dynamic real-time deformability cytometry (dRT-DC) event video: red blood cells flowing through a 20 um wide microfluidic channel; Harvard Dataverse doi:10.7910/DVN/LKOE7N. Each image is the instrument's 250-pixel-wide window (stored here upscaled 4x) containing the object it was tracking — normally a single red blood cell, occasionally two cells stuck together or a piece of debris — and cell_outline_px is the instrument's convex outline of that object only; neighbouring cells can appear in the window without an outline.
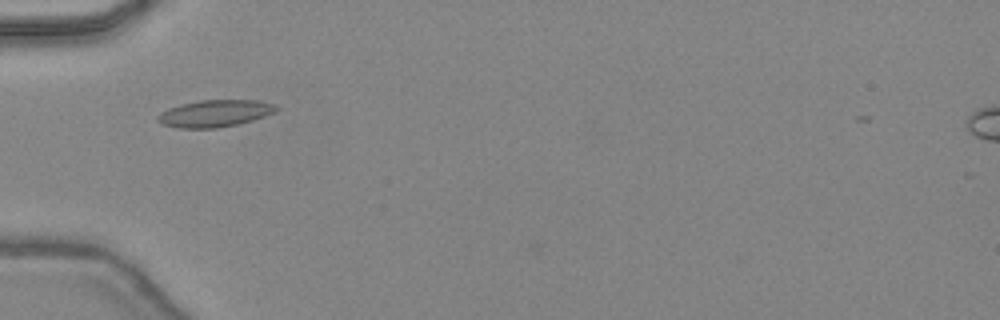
{"species": "common noctule bat (a hibernating species)", "species_latin": "Nyctalus noctula", "temperature_condition": "warm", "stored_images_in_passage": 31, "camera_frame_rate_fps": 3000, "um_per_image_px": 0.085, "animal": {"sex": "female", "body_mass_g": 24.6, "forearm_length_mm": 56.2}, "frame": {"image": 1, "passage_image": 1, "time_ms": 0.0, "image_size_px": [1000, 320], "cell_outline_px": [[280, 108], [276, 112], [252, 120], [236, 124], [216, 128], [176, 128], [164, 124], [156, 120], [156, 116], [160, 112], [168, 108], [180, 104], [200, 100], [260, 100], [276, 104]], "centroid_in_image_um": [18.27, 9.63], "position_along_channel_um": 66.7, "area_um2": 18.79}}
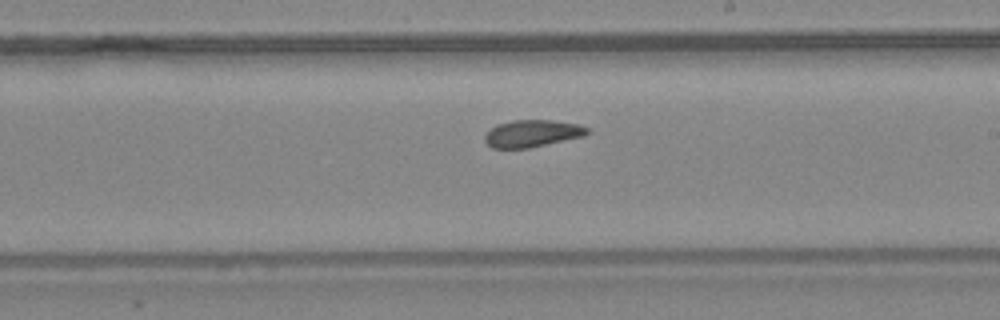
{"frame": {"image": 2, "passage_image": 13, "time_ms": 4.0, "image_size_px": [1000, 320], "cell_outline_px": [[588, 132], [584, 136], [528, 148], [492, 148], [484, 140], [484, 136], [496, 124], [512, 120], [552, 120], [580, 124], [588, 128]], "centroid_in_image_um": [45.23, 11.33], "position_along_channel_um": 243.8, "area_um2": 16.13}}
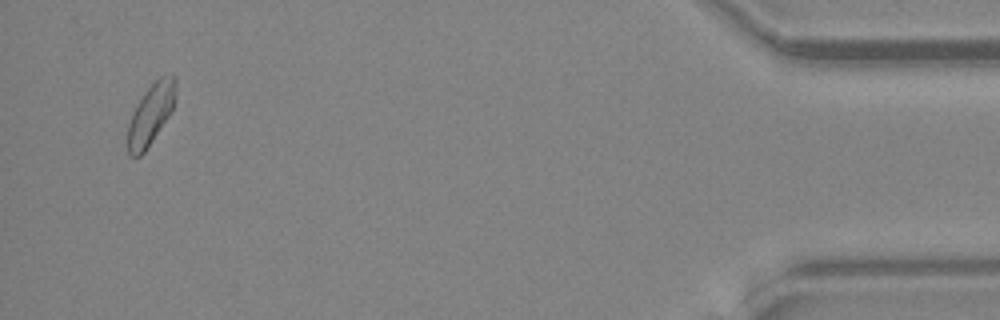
{"frame": {"image": 3, "passage_image": 30, "time_ms": 9.667, "image_size_px": [1000, 320], "cell_outline_px": [[176, 88], [172, 108], [168, 116], [144, 152], [140, 156], [128, 156], [128, 124], [132, 112], [144, 92], [160, 76], [172, 72], [176, 76]], "centroid_in_image_um": [12.82, 9.66], "position_along_channel_um": 422.4, "area_um2": 16.76}, "authors_computed_cell_mechanics": {"area_um2": 16.762, "velocity_mm_per_s": 4.4712, "shape_relaxation_time_tau1_ms": null, "shape_relaxation_time_tau2_ms": 3.2162, "deformation_change_tau1": null, "deformation_change_tau2": 0.084}}